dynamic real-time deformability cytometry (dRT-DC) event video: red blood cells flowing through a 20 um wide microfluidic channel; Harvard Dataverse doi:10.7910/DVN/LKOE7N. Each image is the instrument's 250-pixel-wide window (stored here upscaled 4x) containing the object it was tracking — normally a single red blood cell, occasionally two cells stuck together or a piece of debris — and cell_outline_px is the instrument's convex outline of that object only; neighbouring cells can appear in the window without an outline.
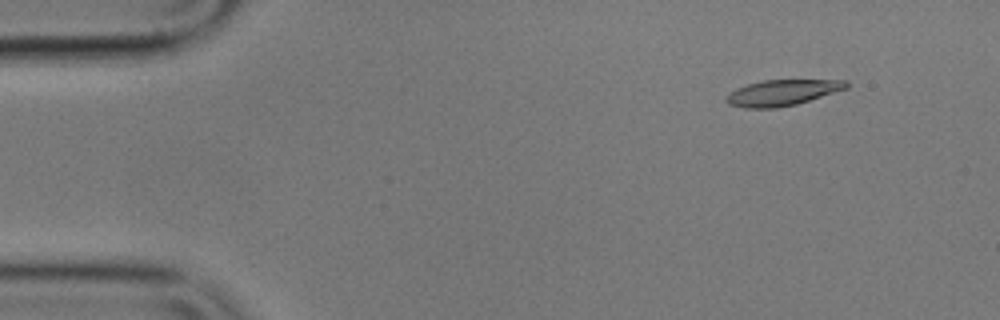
{"species": "common noctule bat (a hibernating species)", "species_latin": "Nyctalus noctula", "temperature_condition": "cold", "stored_images_in_passage": 56, "camera_frame_rate_fps": 3000, "um_per_image_px": 0.085, "animal": {"sex": "male", "body_mass_g": 17.9}, "frame": {"image": 1, "passage_image": 6, "time_ms": 1.667, "image_size_px": [1000, 320], "cell_outline_px": [[848, 88], [796, 104], [776, 108], [744, 108], [728, 104], [724, 100], [724, 96], [736, 88], [748, 84], [764, 80], [848, 80]], "centroid_in_image_um": [66.45, 7.88], "position_along_channel_um": 18.6, "area_um2": 18.09}}
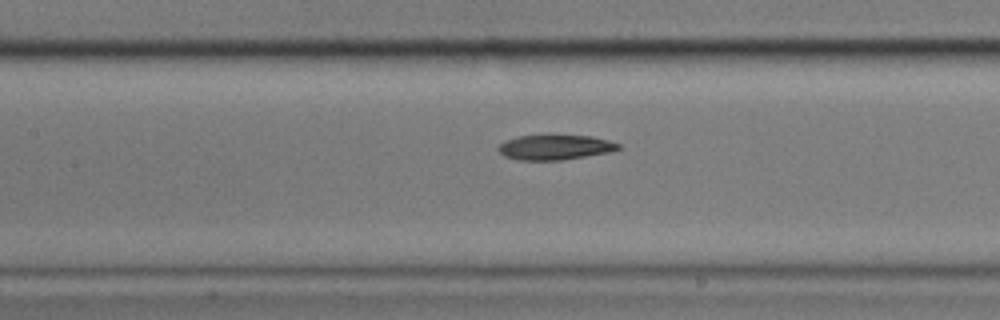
{"frame": {"image": 2, "passage_image": 25, "time_ms": 8.0, "image_size_px": [1000, 320], "cell_outline_px": [[620, 148], [608, 152], [560, 160], [520, 160], [504, 156], [496, 148], [504, 140], [516, 136], [592, 136], [608, 140], [620, 144]], "centroid_in_image_um": [47.12, 12.52], "position_along_channel_um": 160.3, "area_um2": 17.17}}
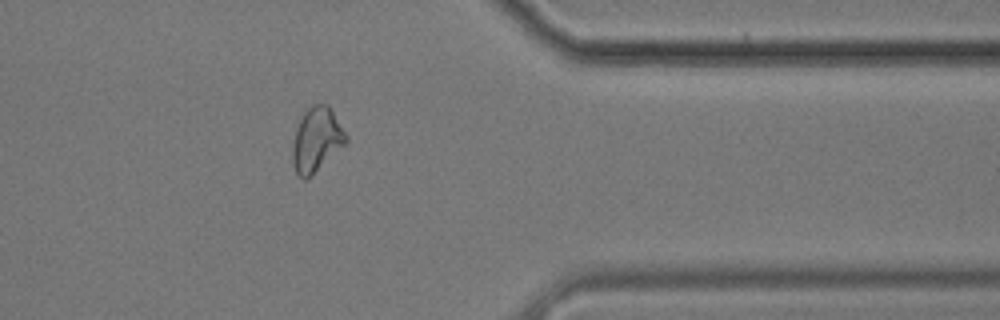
{"frame": {"image": 3, "passage_image": 45, "time_ms": 14.667, "image_size_px": [1000, 320], "cell_outline_px": [[348, 140], [344, 144], [304, 180], [296, 172], [292, 164], [292, 144], [296, 128], [304, 112], [312, 104], [328, 104], [348, 136]], "centroid_in_image_um": [26.88, 11.82], "position_along_channel_um": 384.5, "area_um2": 19.48}, "authors_computed_cell_mechanics": {"area_um2": 18.8717, "velocity_mm_per_s": 3.5819, "shape_relaxation_time_tau1_ms": null, "shape_relaxation_time_tau2_ms": 5.9331, "deformation_change_tau1": null, "deformation_change_tau2": 0.1174}}